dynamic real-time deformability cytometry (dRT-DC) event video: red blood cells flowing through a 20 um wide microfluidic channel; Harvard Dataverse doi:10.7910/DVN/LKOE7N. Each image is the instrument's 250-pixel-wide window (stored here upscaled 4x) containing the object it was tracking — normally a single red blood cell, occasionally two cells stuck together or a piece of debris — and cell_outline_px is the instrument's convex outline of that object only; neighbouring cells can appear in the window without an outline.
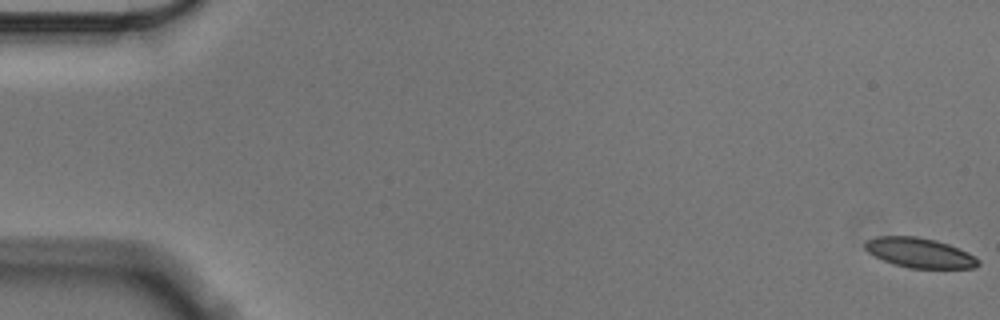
{"species": "Egyptian fruit bat (a non-hibernating species)", "species_latin": "Rousettus aegyptiacus", "temperature_condition": "cold", "stored_images_in_passage": 10, "camera_frame_rate_fps": 3000, "um_per_image_px": 0.085, "animal": {"sex": "male"}, "frame": {"image": 1, "passage_image": 1, "time_ms": 0.0, "image_size_px": [1000, 320], "cell_outline_px": [[980, 264], [976, 268], [908, 268], [892, 264], [868, 252], [864, 248], [864, 240], [876, 236], [916, 236], [936, 240], [960, 248], [968, 252], [980, 260]], "centroid_in_image_um": [78.16, 21.48], "position_along_channel_um": 6.8, "area_um2": 19.88}}